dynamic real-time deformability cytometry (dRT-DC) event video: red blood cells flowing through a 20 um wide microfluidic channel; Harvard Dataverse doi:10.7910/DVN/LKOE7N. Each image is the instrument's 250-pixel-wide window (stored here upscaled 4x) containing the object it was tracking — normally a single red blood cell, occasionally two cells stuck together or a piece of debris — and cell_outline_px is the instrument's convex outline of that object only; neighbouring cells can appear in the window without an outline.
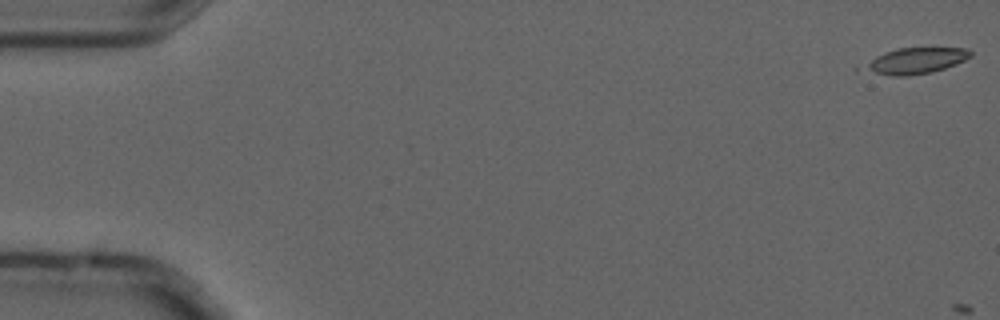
{"species": "common noctule bat (a hibernating species)", "species_latin": "Nyctalus noctula", "temperature_condition": "cold", "stored_images_in_passage": 6, "camera_frame_rate_fps": 3000, "um_per_image_px": 0.085, "animal": {"sex": "male", "forearm_length_mm": 52.5}, "frame": {"image": 1, "passage_image": 1, "time_ms": 0.0, "image_size_px": [1000, 320], "cell_outline_px": [[972, 56], [956, 64], [932, 72], [908, 76], [892, 76], [876, 72], [868, 68], [864, 64], [876, 56], [884, 52], [896, 48], [968, 48], [972, 52]], "centroid_in_image_um": [77.91, 5.15], "position_along_channel_um": 7.1, "area_um2": 15.78}}